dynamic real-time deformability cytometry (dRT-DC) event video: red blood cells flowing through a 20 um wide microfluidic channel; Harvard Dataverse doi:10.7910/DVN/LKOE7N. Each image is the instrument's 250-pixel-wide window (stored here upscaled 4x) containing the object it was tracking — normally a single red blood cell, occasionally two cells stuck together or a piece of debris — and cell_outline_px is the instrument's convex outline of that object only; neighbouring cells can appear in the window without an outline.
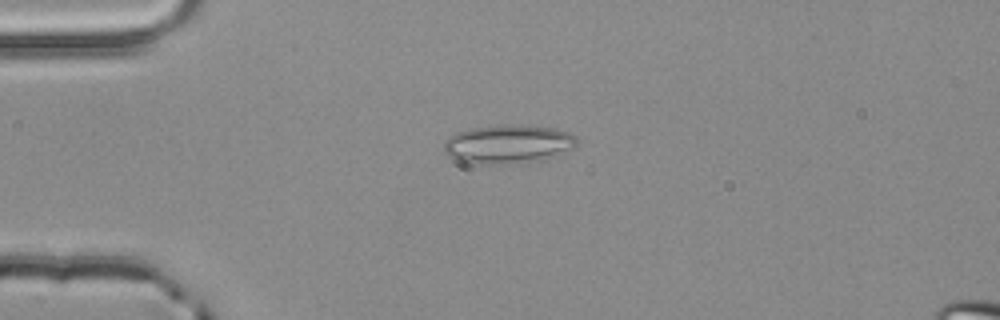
{"species": "common noctule bat (a hibernating species)", "species_latin": "Nyctalus noctula", "temperature_condition": "room temperature", "stored_images_in_passage": 1, "camera_frame_rate_fps": 3000, "um_per_image_px": 0.085, "animal": {"sex": "male", "body_mass_g": 20.4}, "frame": {"image": 1, "passage_image": 1, "time_ms": 0.0, "image_size_px": [1000, 320], "cell_outline_px": [[576, 148], [552, 156], [516, 160], [460, 160], [448, 156], [444, 152], [444, 140], [448, 136], [456, 132], [472, 128], [512, 124], [556, 128], [568, 132], [576, 136]], "centroid_in_image_um": [43.2, 12.14], "position_along_channel_um": 41.8, "area_um2": 28.09}}